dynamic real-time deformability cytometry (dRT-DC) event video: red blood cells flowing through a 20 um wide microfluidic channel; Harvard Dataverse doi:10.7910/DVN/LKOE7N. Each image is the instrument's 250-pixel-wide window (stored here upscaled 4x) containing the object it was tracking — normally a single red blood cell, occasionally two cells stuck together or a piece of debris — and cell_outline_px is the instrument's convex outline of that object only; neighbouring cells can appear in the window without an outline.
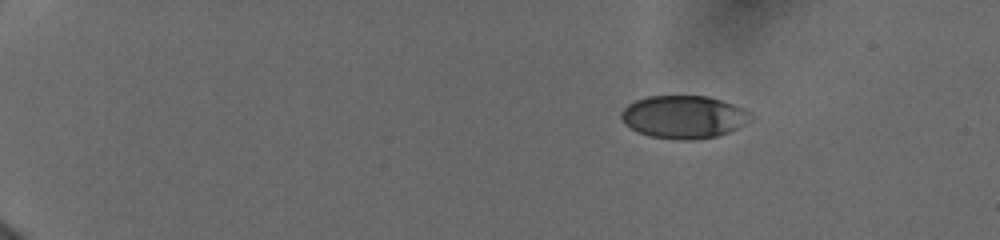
{"species": "human", "species_latin": "Homo sapiens", "temperature_condition": "cold", "stored_images_in_passage": 17, "camera_frame_rate_fps": 3000, "um_per_image_px": 0.085, "donor": {"sex": "female"}, "frame": {"image": 1, "passage_image": 1, "time_ms": 0.0, "image_size_px": [1000, 240], "cell_outline_px": [[756, 116], [752, 120], [728, 132], [716, 136], [692, 140], [676, 140], [652, 136], [640, 132], [624, 124], [620, 116], [620, 112], [628, 104], [636, 100], [648, 96], [708, 96], [744, 108], [752, 112]], "centroid_in_image_um": [58.15, 9.93], "position_along_channel_um": 26.9, "area_um2": 32.37}}
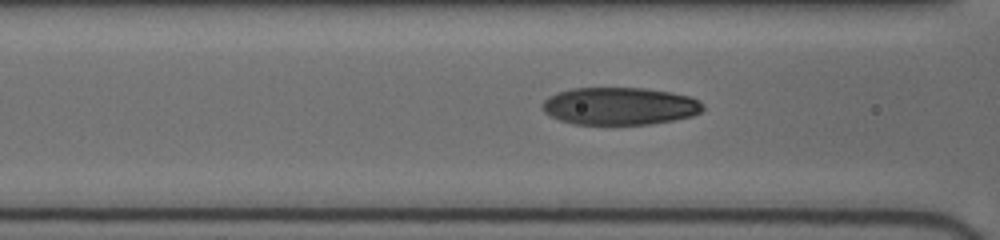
{"frame": {"image": 2, "passage_image": 10, "time_ms": 5.333, "image_size_px": [1000, 240], "cell_outline_px": [[704, 108], [700, 112], [692, 116], [672, 120], [648, 124], [572, 124], [560, 120], [544, 112], [544, 100], [548, 96], [556, 92], [572, 88], [644, 88], [672, 92], [692, 96], [704, 104]], "centroid_in_image_um": [52.69, 9.01], "position_along_channel_um": 113.9, "area_um2": 35.14}}
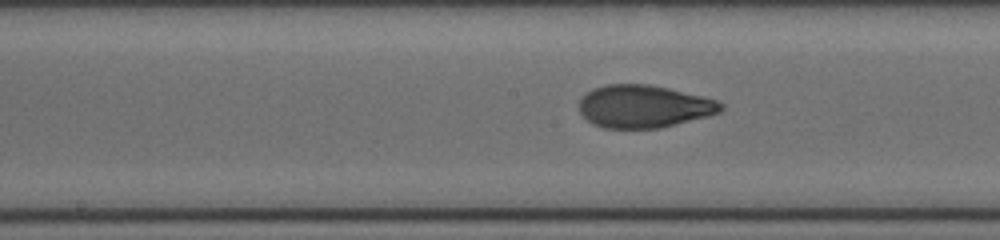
{"frame": {"image": 3, "passage_image": 15, "time_ms": 7.333, "image_size_px": [1000, 240], "cell_outline_px": [[724, 108], [720, 112], [708, 116], [660, 128], [604, 128], [592, 124], [580, 112], [580, 100], [592, 88], [608, 84], [648, 84], [668, 88], [716, 100], [724, 104]], "centroid_in_image_um": [54.73, 9.05], "position_along_channel_um": 193.5, "area_um2": 35.03}}